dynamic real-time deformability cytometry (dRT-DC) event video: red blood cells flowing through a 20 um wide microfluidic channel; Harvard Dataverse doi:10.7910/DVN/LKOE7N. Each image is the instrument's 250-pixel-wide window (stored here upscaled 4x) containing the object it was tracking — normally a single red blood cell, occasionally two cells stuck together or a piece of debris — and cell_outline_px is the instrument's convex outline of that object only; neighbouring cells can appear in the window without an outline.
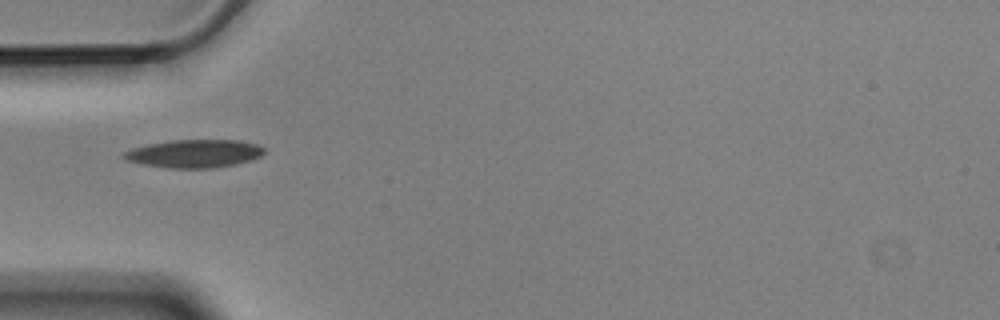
{"species": "Egyptian fruit bat (a non-hibernating species)", "species_latin": "Rousettus aegyptiacus", "temperature_condition": "cold", "stored_images_in_passage": 4, "camera_frame_rate_fps": 3000, "um_per_image_px": 0.085, "animal": {"sex": "male"}, "frame": {"image": 1, "passage_image": 1, "time_ms": 0.0, "image_size_px": [1000, 320], "cell_outline_px": [[264, 152], [260, 156], [252, 160], [236, 164], [212, 168], [168, 168], [144, 164], [128, 160], [120, 156], [124, 152], [132, 148], [148, 144], [172, 140], [240, 140], [256, 144], [264, 148]], "centroid_in_image_um": [16.53, 13.05], "position_along_channel_um": 68.5, "area_um2": 22.89}}
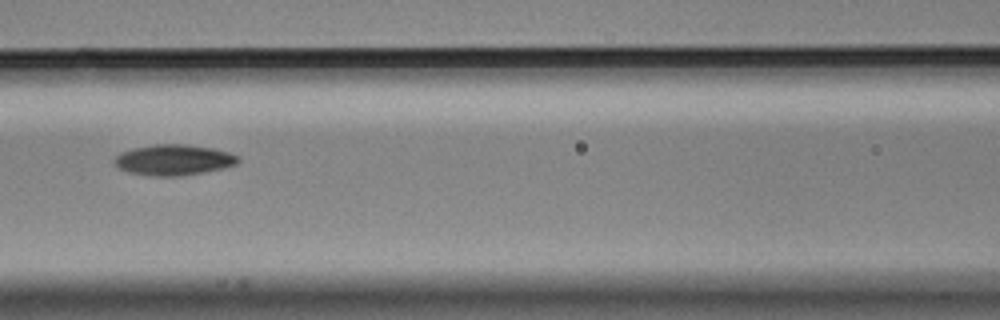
{"frame": {"image": 2, "passage_image": 3, "time_ms": 0.667, "image_size_px": [1000, 320], "cell_outline_px": [[240, 160], [236, 164], [224, 168], [204, 172], [180, 176], [148, 176], [128, 172], [120, 168], [112, 160], [120, 152], [152, 144], [188, 144], [212, 148], [228, 152], [236, 156]], "centroid_in_image_um": [14.75, 13.59], "position_along_channel_um": 151.9, "area_um2": 22.14}}
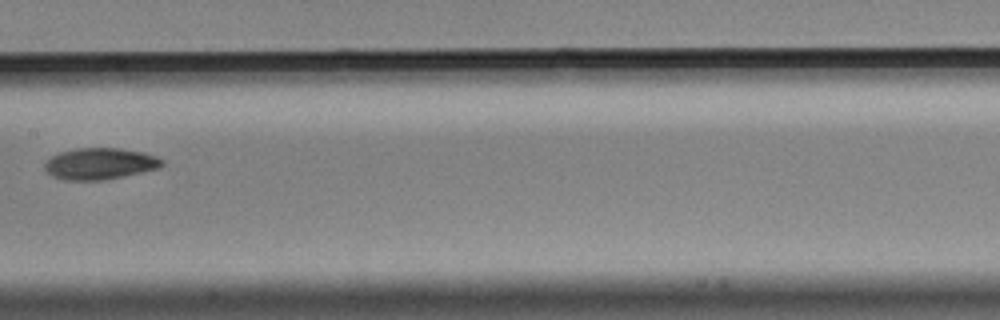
{"frame": {"image": 3, "passage_image": 4, "time_ms": 1.0, "image_size_px": [1000, 320], "cell_outline_px": [[164, 164], [160, 168], [124, 176], [104, 180], [64, 180], [52, 176], [44, 168], [44, 164], [52, 156], [60, 152], [76, 148], [120, 148], [144, 152], [156, 156], [164, 160]], "centroid_in_image_um": [8.52, 13.91], "position_along_channel_um": 198.9, "area_um2": 21.62}}